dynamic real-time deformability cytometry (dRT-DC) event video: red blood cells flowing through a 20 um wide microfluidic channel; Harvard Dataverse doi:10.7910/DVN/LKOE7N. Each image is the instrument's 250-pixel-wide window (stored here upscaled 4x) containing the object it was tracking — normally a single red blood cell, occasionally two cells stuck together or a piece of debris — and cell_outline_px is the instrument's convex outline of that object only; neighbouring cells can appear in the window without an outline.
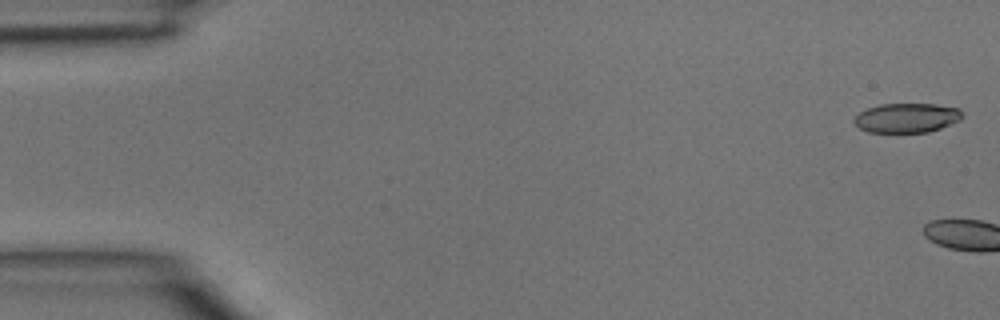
{"species": "common noctule bat (a hibernating species)", "species_latin": "Nyctalus noctula", "temperature_condition": "room temperature", "stored_images_in_passage": 6, "camera_frame_rate_fps": 3000, "um_per_image_px": 0.085, "animal": {"sex": "male", "body_mass_g": 15.6}, "frame": {"image": 1, "passage_image": 1, "time_ms": 0.0, "image_size_px": [1000, 320], "cell_outline_px": [[960, 120], [940, 128], [928, 132], [868, 132], [860, 128], [852, 120], [860, 112], [868, 108], [880, 104], [936, 104], [960, 108]], "centroid_in_image_um": [77.06, 10.01], "position_along_channel_um": 7.9, "area_um2": 18.38}}
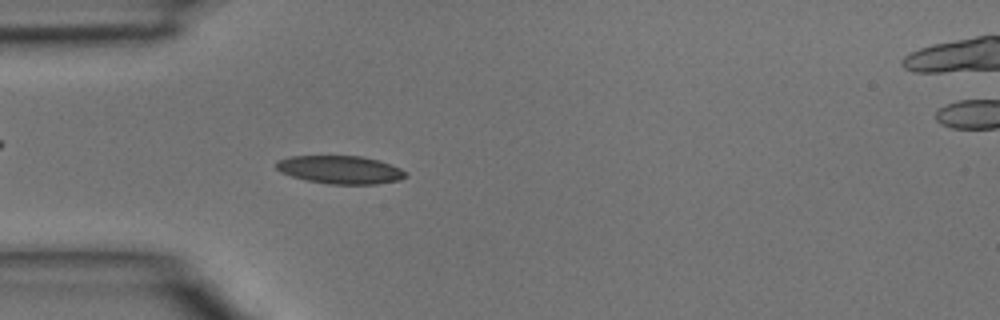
{"frame": {"image": 2, "passage_image": 5, "time_ms": 1.333, "image_size_px": [1000, 320], "cell_outline_px": [[408, 176], [400, 180], [376, 184], [328, 184], [308, 180], [292, 176], [280, 172], [276, 168], [276, 160], [288, 156], [360, 156], [380, 160], [400, 168], [408, 172]], "centroid_in_image_um": [28.94, 14.42], "position_along_channel_um": 56.1, "area_um2": 21.33}}